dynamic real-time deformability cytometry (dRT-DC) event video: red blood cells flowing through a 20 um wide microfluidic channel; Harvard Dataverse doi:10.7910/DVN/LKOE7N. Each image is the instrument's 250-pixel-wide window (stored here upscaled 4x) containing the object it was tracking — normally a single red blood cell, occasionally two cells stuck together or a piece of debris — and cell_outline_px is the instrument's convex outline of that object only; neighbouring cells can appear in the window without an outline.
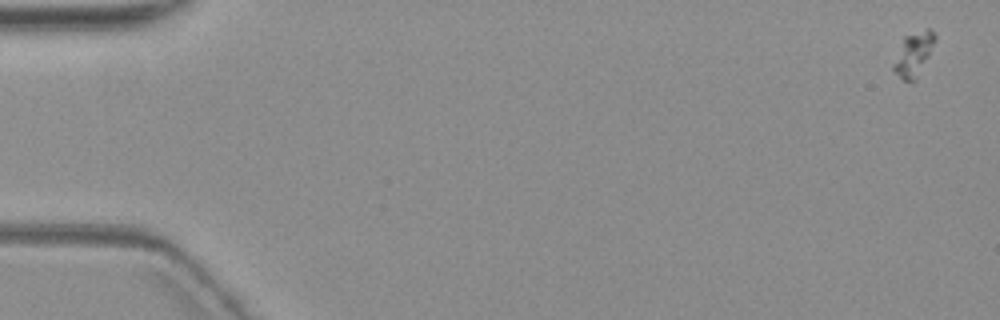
{"species": "common noctule bat (a hibernating species)", "species_latin": "Nyctalus noctula", "temperature_condition": "warm", "stored_images_in_passage": 6, "camera_frame_rate_fps": 3000, "um_per_image_px": 0.085, "animal": {"sex": "female", "body_mass_g": 19.3, "forearm_length_mm": 54.1}, "frame": {"image": 1, "passage_image": 1, "time_ms": 0.0, "image_size_px": [1000, 320], "cell_outline_px": [[936, 40], [916, 80], [904, 80], [892, 68], [904, 36], [928, 28], [936, 36]], "centroid_in_image_um": [77.67, 4.58], "position_along_channel_um": 7.3, "area_um2": 10.12}}